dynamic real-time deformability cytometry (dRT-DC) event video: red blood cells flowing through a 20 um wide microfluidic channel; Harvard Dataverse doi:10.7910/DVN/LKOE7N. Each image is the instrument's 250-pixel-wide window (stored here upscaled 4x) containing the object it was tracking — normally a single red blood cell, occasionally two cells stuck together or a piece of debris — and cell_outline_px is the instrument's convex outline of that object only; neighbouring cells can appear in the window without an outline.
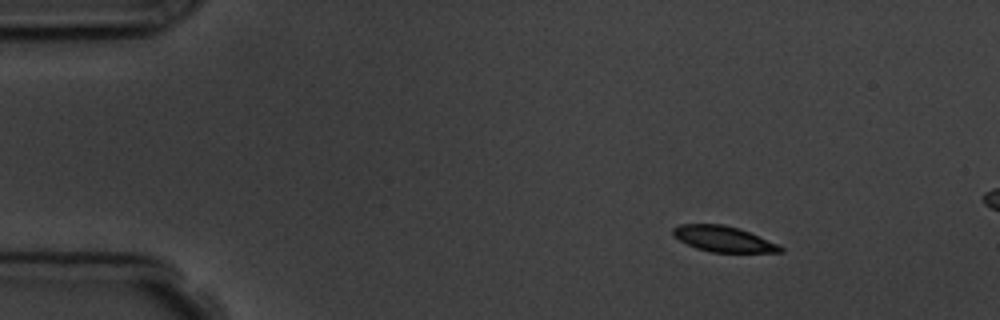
{"species": "common noctule bat (a hibernating species)", "species_latin": "Nyctalus noctula", "temperature_condition": "room temperature", "stored_images_in_passage": 4, "camera_frame_rate_fps": 3000, "um_per_image_px": 0.085, "animal": {"sex": "male", "body_mass_g": 19.5, "forearm_length_mm": 54.6}, "frame": {"image": 1, "passage_image": 1, "time_ms": 0.0, "image_size_px": [1000, 320], "cell_outline_px": [[784, 252], [712, 252], [696, 248], [672, 236], [672, 228], [680, 224], [724, 224], [748, 232], [780, 244], [784, 248]], "centroid_in_image_um": [61.49, 20.31], "position_along_channel_um": 23.5, "area_um2": 16.01}}